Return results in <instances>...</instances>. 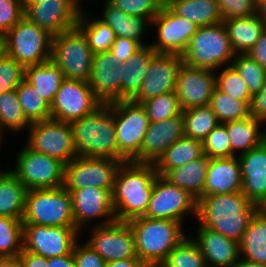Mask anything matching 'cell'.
I'll use <instances>...</instances> for the list:
<instances>
[{"mask_svg": "<svg viewBox=\"0 0 266 267\" xmlns=\"http://www.w3.org/2000/svg\"><path fill=\"white\" fill-rule=\"evenodd\" d=\"M197 204L199 225L240 242L257 206L241 192L201 196Z\"/></svg>", "mask_w": 266, "mask_h": 267, "instance_id": "cell-1", "label": "cell"}, {"mask_svg": "<svg viewBox=\"0 0 266 267\" xmlns=\"http://www.w3.org/2000/svg\"><path fill=\"white\" fill-rule=\"evenodd\" d=\"M157 175L153 163H121L112 192L116 220L128 222L145 215Z\"/></svg>", "mask_w": 266, "mask_h": 267, "instance_id": "cell-2", "label": "cell"}, {"mask_svg": "<svg viewBox=\"0 0 266 267\" xmlns=\"http://www.w3.org/2000/svg\"><path fill=\"white\" fill-rule=\"evenodd\" d=\"M70 125L77 155L128 161L118 150L113 105L99 106Z\"/></svg>", "mask_w": 266, "mask_h": 267, "instance_id": "cell-3", "label": "cell"}, {"mask_svg": "<svg viewBox=\"0 0 266 267\" xmlns=\"http://www.w3.org/2000/svg\"><path fill=\"white\" fill-rule=\"evenodd\" d=\"M134 234L135 252L146 267H158L186 237L183 223L138 217L127 222Z\"/></svg>", "mask_w": 266, "mask_h": 267, "instance_id": "cell-4", "label": "cell"}, {"mask_svg": "<svg viewBox=\"0 0 266 267\" xmlns=\"http://www.w3.org/2000/svg\"><path fill=\"white\" fill-rule=\"evenodd\" d=\"M235 55L228 31L224 23L220 22L199 27L182 58L183 63L190 67L216 72L228 62L231 65Z\"/></svg>", "mask_w": 266, "mask_h": 267, "instance_id": "cell-5", "label": "cell"}, {"mask_svg": "<svg viewBox=\"0 0 266 267\" xmlns=\"http://www.w3.org/2000/svg\"><path fill=\"white\" fill-rule=\"evenodd\" d=\"M5 54L24 68L51 60L53 36L23 17L3 37Z\"/></svg>", "mask_w": 266, "mask_h": 267, "instance_id": "cell-6", "label": "cell"}, {"mask_svg": "<svg viewBox=\"0 0 266 267\" xmlns=\"http://www.w3.org/2000/svg\"><path fill=\"white\" fill-rule=\"evenodd\" d=\"M23 224L76 227L71 196L64 187L28 190Z\"/></svg>", "mask_w": 266, "mask_h": 267, "instance_id": "cell-7", "label": "cell"}, {"mask_svg": "<svg viewBox=\"0 0 266 267\" xmlns=\"http://www.w3.org/2000/svg\"><path fill=\"white\" fill-rule=\"evenodd\" d=\"M93 57L87 37L78 26L53 37L51 61L66 79L89 82Z\"/></svg>", "mask_w": 266, "mask_h": 267, "instance_id": "cell-8", "label": "cell"}, {"mask_svg": "<svg viewBox=\"0 0 266 267\" xmlns=\"http://www.w3.org/2000/svg\"><path fill=\"white\" fill-rule=\"evenodd\" d=\"M113 116L119 152L128 161L140 163V148L150 124L144 106L122 100L113 105Z\"/></svg>", "mask_w": 266, "mask_h": 267, "instance_id": "cell-9", "label": "cell"}, {"mask_svg": "<svg viewBox=\"0 0 266 267\" xmlns=\"http://www.w3.org/2000/svg\"><path fill=\"white\" fill-rule=\"evenodd\" d=\"M64 166L60 160L26 145L17 155L15 170L11 171L27 190L53 189L63 187Z\"/></svg>", "mask_w": 266, "mask_h": 267, "instance_id": "cell-10", "label": "cell"}, {"mask_svg": "<svg viewBox=\"0 0 266 267\" xmlns=\"http://www.w3.org/2000/svg\"><path fill=\"white\" fill-rule=\"evenodd\" d=\"M122 161L110 158L77 156L64 166L63 187L114 189L115 176Z\"/></svg>", "mask_w": 266, "mask_h": 267, "instance_id": "cell-11", "label": "cell"}, {"mask_svg": "<svg viewBox=\"0 0 266 267\" xmlns=\"http://www.w3.org/2000/svg\"><path fill=\"white\" fill-rule=\"evenodd\" d=\"M197 204V199L188 191L157 175L144 217L183 223L188 211L197 219Z\"/></svg>", "mask_w": 266, "mask_h": 267, "instance_id": "cell-12", "label": "cell"}, {"mask_svg": "<svg viewBox=\"0 0 266 267\" xmlns=\"http://www.w3.org/2000/svg\"><path fill=\"white\" fill-rule=\"evenodd\" d=\"M27 129L26 145L32 150L56 158L65 165L78 156L70 123L49 119L33 122Z\"/></svg>", "mask_w": 266, "mask_h": 267, "instance_id": "cell-13", "label": "cell"}, {"mask_svg": "<svg viewBox=\"0 0 266 267\" xmlns=\"http://www.w3.org/2000/svg\"><path fill=\"white\" fill-rule=\"evenodd\" d=\"M23 5L24 17L53 37L76 27L82 10L79 0H42Z\"/></svg>", "mask_w": 266, "mask_h": 267, "instance_id": "cell-14", "label": "cell"}, {"mask_svg": "<svg viewBox=\"0 0 266 267\" xmlns=\"http://www.w3.org/2000/svg\"><path fill=\"white\" fill-rule=\"evenodd\" d=\"M79 233L76 227L23 224V249L45 258L67 255Z\"/></svg>", "mask_w": 266, "mask_h": 267, "instance_id": "cell-15", "label": "cell"}, {"mask_svg": "<svg viewBox=\"0 0 266 267\" xmlns=\"http://www.w3.org/2000/svg\"><path fill=\"white\" fill-rule=\"evenodd\" d=\"M99 106L88 82L65 78L51 104V119L71 123Z\"/></svg>", "mask_w": 266, "mask_h": 267, "instance_id": "cell-16", "label": "cell"}, {"mask_svg": "<svg viewBox=\"0 0 266 267\" xmlns=\"http://www.w3.org/2000/svg\"><path fill=\"white\" fill-rule=\"evenodd\" d=\"M157 40L149 43L156 53L183 55L199 26L176 15L166 4L152 20Z\"/></svg>", "mask_w": 266, "mask_h": 267, "instance_id": "cell-17", "label": "cell"}, {"mask_svg": "<svg viewBox=\"0 0 266 267\" xmlns=\"http://www.w3.org/2000/svg\"><path fill=\"white\" fill-rule=\"evenodd\" d=\"M91 231L88 243L105 262L137 257L135 238L127 222L115 220L105 225H96Z\"/></svg>", "mask_w": 266, "mask_h": 267, "instance_id": "cell-18", "label": "cell"}, {"mask_svg": "<svg viewBox=\"0 0 266 267\" xmlns=\"http://www.w3.org/2000/svg\"><path fill=\"white\" fill-rule=\"evenodd\" d=\"M112 192L113 189L90 186L69 191L73 218L79 232L93 219L104 217V221L102 220V223L97 225L109 224L116 220Z\"/></svg>", "mask_w": 266, "mask_h": 267, "instance_id": "cell-19", "label": "cell"}, {"mask_svg": "<svg viewBox=\"0 0 266 267\" xmlns=\"http://www.w3.org/2000/svg\"><path fill=\"white\" fill-rule=\"evenodd\" d=\"M182 64L183 58L181 55L155 53L151 58L149 70L140 90L131 100L142 103L160 94L174 92Z\"/></svg>", "mask_w": 266, "mask_h": 267, "instance_id": "cell-20", "label": "cell"}, {"mask_svg": "<svg viewBox=\"0 0 266 267\" xmlns=\"http://www.w3.org/2000/svg\"><path fill=\"white\" fill-rule=\"evenodd\" d=\"M89 86L100 106H112L121 99V64L109 51L94 54Z\"/></svg>", "mask_w": 266, "mask_h": 267, "instance_id": "cell-21", "label": "cell"}, {"mask_svg": "<svg viewBox=\"0 0 266 267\" xmlns=\"http://www.w3.org/2000/svg\"><path fill=\"white\" fill-rule=\"evenodd\" d=\"M215 89V71L182 64L175 90L182 110L195 106L209 105Z\"/></svg>", "mask_w": 266, "mask_h": 267, "instance_id": "cell-22", "label": "cell"}, {"mask_svg": "<svg viewBox=\"0 0 266 267\" xmlns=\"http://www.w3.org/2000/svg\"><path fill=\"white\" fill-rule=\"evenodd\" d=\"M184 136L182 113L158 122H150L140 148V163H155L174 142Z\"/></svg>", "mask_w": 266, "mask_h": 267, "instance_id": "cell-23", "label": "cell"}, {"mask_svg": "<svg viewBox=\"0 0 266 267\" xmlns=\"http://www.w3.org/2000/svg\"><path fill=\"white\" fill-rule=\"evenodd\" d=\"M193 240L206 259L208 267H234L241 257L238 241L212 231L202 225Z\"/></svg>", "mask_w": 266, "mask_h": 267, "instance_id": "cell-24", "label": "cell"}, {"mask_svg": "<svg viewBox=\"0 0 266 267\" xmlns=\"http://www.w3.org/2000/svg\"><path fill=\"white\" fill-rule=\"evenodd\" d=\"M242 173V192L257 205L266 195V144L237 155Z\"/></svg>", "mask_w": 266, "mask_h": 267, "instance_id": "cell-25", "label": "cell"}, {"mask_svg": "<svg viewBox=\"0 0 266 267\" xmlns=\"http://www.w3.org/2000/svg\"><path fill=\"white\" fill-rule=\"evenodd\" d=\"M242 191V173L238 156L209 159L202 196Z\"/></svg>", "mask_w": 266, "mask_h": 267, "instance_id": "cell-26", "label": "cell"}, {"mask_svg": "<svg viewBox=\"0 0 266 267\" xmlns=\"http://www.w3.org/2000/svg\"><path fill=\"white\" fill-rule=\"evenodd\" d=\"M236 54H247L266 28V20L257 13L245 18L223 20Z\"/></svg>", "mask_w": 266, "mask_h": 267, "instance_id": "cell-27", "label": "cell"}, {"mask_svg": "<svg viewBox=\"0 0 266 267\" xmlns=\"http://www.w3.org/2000/svg\"><path fill=\"white\" fill-rule=\"evenodd\" d=\"M155 53L150 44L144 45L126 63L121 64L122 100H131L138 93Z\"/></svg>", "mask_w": 266, "mask_h": 267, "instance_id": "cell-28", "label": "cell"}, {"mask_svg": "<svg viewBox=\"0 0 266 267\" xmlns=\"http://www.w3.org/2000/svg\"><path fill=\"white\" fill-rule=\"evenodd\" d=\"M103 8L102 18L99 20L108 24L116 37L136 40L142 46L149 45L148 43H143L141 38L144 36V31H146L144 28L148 25L151 26V19L127 15L122 10L111 5L107 0H105Z\"/></svg>", "mask_w": 266, "mask_h": 267, "instance_id": "cell-29", "label": "cell"}, {"mask_svg": "<svg viewBox=\"0 0 266 267\" xmlns=\"http://www.w3.org/2000/svg\"><path fill=\"white\" fill-rule=\"evenodd\" d=\"M166 5L176 15L199 27L223 22L217 0H168Z\"/></svg>", "mask_w": 266, "mask_h": 267, "instance_id": "cell-30", "label": "cell"}, {"mask_svg": "<svg viewBox=\"0 0 266 267\" xmlns=\"http://www.w3.org/2000/svg\"><path fill=\"white\" fill-rule=\"evenodd\" d=\"M203 155L201 141L182 136L164 151L154 166L158 175L165 176L170 170L194 161Z\"/></svg>", "mask_w": 266, "mask_h": 267, "instance_id": "cell-31", "label": "cell"}, {"mask_svg": "<svg viewBox=\"0 0 266 267\" xmlns=\"http://www.w3.org/2000/svg\"><path fill=\"white\" fill-rule=\"evenodd\" d=\"M208 165L209 158L204 154L194 161L170 170L164 177L198 200L204 192Z\"/></svg>", "mask_w": 266, "mask_h": 267, "instance_id": "cell-32", "label": "cell"}, {"mask_svg": "<svg viewBox=\"0 0 266 267\" xmlns=\"http://www.w3.org/2000/svg\"><path fill=\"white\" fill-rule=\"evenodd\" d=\"M229 134L232 153L237 156L261 145L265 140L264 130H260L262 120L249 116L243 120L224 123ZM239 152L236 153V150Z\"/></svg>", "mask_w": 266, "mask_h": 267, "instance_id": "cell-33", "label": "cell"}, {"mask_svg": "<svg viewBox=\"0 0 266 267\" xmlns=\"http://www.w3.org/2000/svg\"><path fill=\"white\" fill-rule=\"evenodd\" d=\"M24 79L51 105L65 77L60 68L50 60L25 67Z\"/></svg>", "mask_w": 266, "mask_h": 267, "instance_id": "cell-34", "label": "cell"}, {"mask_svg": "<svg viewBox=\"0 0 266 267\" xmlns=\"http://www.w3.org/2000/svg\"><path fill=\"white\" fill-rule=\"evenodd\" d=\"M27 191L11 170L4 171L0 176V216L22 220Z\"/></svg>", "mask_w": 266, "mask_h": 267, "instance_id": "cell-35", "label": "cell"}, {"mask_svg": "<svg viewBox=\"0 0 266 267\" xmlns=\"http://www.w3.org/2000/svg\"><path fill=\"white\" fill-rule=\"evenodd\" d=\"M239 245L243 259L266 266V216L256 212Z\"/></svg>", "mask_w": 266, "mask_h": 267, "instance_id": "cell-36", "label": "cell"}, {"mask_svg": "<svg viewBox=\"0 0 266 267\" xmlns=\"http://www.w3.org/2000/svg\"><path fill=\"white\" fill-rule=\"evenodd\" d=\"M184 136L203 141L218 124L216 114L209 105L195 106L182 111Z\"/></svg>", "mask_w": 266, "mask_h": 267, "instance_id": "cell-37", "label": "cell"}, {"mask_svg": "<svg viewBox=\"0 0 266 267\" xmlns=\"http://www.w3.org/2000/svg\"><path fill=\"white\" fill-rule=\"evenodd\" d=\"M77 26L87 37L94 54L110 51L116 35L108 24L103 23L99 18L89 20L82 9L77 20Z\"/></svg>", "mask_w": 266, "mask_h": 267, "instance_id": "cell-38", "label": "cell"}, {"mask_svg": "<svg viewBox=\"0 0 266 267\" xmlns=\"http://www.w3.org/2000/svg\"><path fill=\"white\" fill-rule=\"evenodd\" d=\"M16 93L23 113L30 123L51 119V105L25 79L16 88Z\"/></svg>", "mask_w": 266, "mask_h": 267, "instance_id": "cell-39", "label": "cell"}, {"mask_svg": "<svg viewBox=\"0 0 266 267\" xmlns=\"http://www.w3.org/2000/svg\"><path fill=\"white\" fill-rule=\"evenodd\" d=\"M209 106L216 114L219 123L243 120L249 117L250 106L220 91L217 87L210 99Z\"/></svg>", "mask_w": 266, "mask_h": 267, "instance_id": "cell-40", "label": "cell"}, {"mask_svg": "<svg viewBox=\"0 0 266 267\" xmlns=\"http://www.w3.org/2000/svg\"><path fill=\"white\" fill-rule=\"evenodd\" d=\"M31 123L26 119L19 102L16 89L0 94V127L12 132H20Z\"/></svg>", "mask_w": 266, "mask_h": 267, "instance_id": "cell-41", "label": "cell"}, {"mask_svg": "<svg viewBox=\"0 0 266 267\" xmlns=\"http://www.w3.org/2000/svg\"><path fill=\"white\" fill-rule=\"evenodd\" d=\"M159 267H208V265L196 242L187 235Z\"/></svg>", "mask_w": 266, "mask_h": 267, "instance_id": "cell-42", "label": "cell"}, {"mask_svg": "<svg viewBox=\"0 0 266 267\" xmlns=\"http://www.w3.org/2000/svg\"><path fill=\"white\" fill-rule=\"evenodd\" d=\"M231 66L237 70L246 82L250 94L253 96L261 91L266 82V69L248 54H236Z\"/></svg>", "mask_w": 266, "mask_h": 267, "instance_id": "cell-43", "label": "cell"}, {"mask_svg": "<svg viewBox=\"0 0 266 267\" xmlns=\"http://www.w3.org/2000/svg\"><path fill=\"white\" fill-rule=\"evenodd\" d=\"M22 250V220L0 216V256H18Z\"/></svg>", "mask_w": 266, "mask_h": 267, "instance_id": "cell-44", "label": "cell"}, {"mask_svg": "<svg viewBox=\"0 0 266 267\" xmlns=\"http://www.w3.org/2000/svg\"><path fill=\"white\" fill-rule=\"evenodd\" d=\"M150 122H158L182 113L178 95L174 92L160 94L141 103Z\"/></svg>", "mask_w": 266, "mask_h": 267, "instance_id": "cell-45", "label": "cell"}, {"mask_svg": "<svg viewBox=\"0 0 266 267\" xmlns=\"http://www.w3.org/2000/svg\"><path fill=\"white\" fill-rule=\"evenodd\" d=\"M218 74H216V87L220 91L234 99L246 102L249 106L251 105L252 95L247 88L246 82L241 78L237 70L231 65H227Z\"/></svg>", "mask_w": 266, "mask_h": 267, "instance_id": "cell-46", "label": "cell"}, {"mask_svg": "<svg viewBox=\"0 0 266 267\" xmlns=\"http://www.w3.org/2000/svg\"><path fill=\"white\" fill-rule=\"evenodd\" d=\"M202 146L203 153L209 159L235 156L231 150L229 134L223 123H219L209 132L207 137L202 141Z\"/></svg>", "mask_w": 266, "mask_h": 267, "instance_id": "cell-47", "label": "cell"}, {"mask_svg": "<svg viewBox=\"0 0 266 267\" xmlns=\"http://www.w3.org/2000/svg\"><path fill=\"white\" fill-rule=\"evenodd\" d=\"M115 8L134 17L153 20L166 4L164 0H107Z\"/></svg>", "mask_w": 266, "mask_h": 267, "instance_id": "cell-48", "label": "cell"}, {"mask_svg": "<svg viewBox=\"0 0 266 267\" xmlns=\"http://www.w3.org/2000/svg\"><path fill=\"white\" fill-rule=\"evenodd\" d=\"M25 77V68L5 53L0 58V94L15 90Z\"/></svg>", "mask_w": 266, "mask_h": 267, "instance_id": "cell-49", "label": "cell"}, {"mask_svg": "<svg viewBox=\"0 0 266 267\" xmlns=\"http://www.w3.org/2000/svg\"><path fill=\"white\" fill-rule=\"evenodd\" d=\"M223 20L245 18L258 13L254 0H217Z\"/></svg>", "mask_w": 266, "mask_h": 267, "instance_id": "cell-50", "label": "cell"}, {"mask_svg": "<svg viewBox=\"0 0 266 267\" xmlns=\"http://www.w3.org/2000/svg\"><path fill=\"white\" fill-rule=\"evenodd\" d=\"M24 17L23 0H0V38Z\"/></svg>", "mask_w": 266, "mask_h": 267, "instance_id": "cell-51", "label": "cell"}, {"mask_svg": "<svg viewBox=\"0 0 266 267\" xmlns=\"http://www.w3.org/2000/svg\"><path fill=\"white\" fill-rule=\"evenodd\" d=\"M78 243L72 249L75 267H105V260L88 243Z\"/></svg>", "mask_w": 266, "mask_h": 267, "instance_id": "cell-52", "label": "cell"}, {"mask_svg": "<svg viewBox=\"0 0 266 267\" xmlns=\"http://www.w3.org/2000/svg\"><path fill=\"white\" fill-rule=\"evenodd\" d=\"M141 47L142 45L136 40L116 37L109 52L115 56L119 65L126 63Z\"/></svg>", "mask_w": 266, "mask_h": 267, "instance_id": "cell-53", "label": "cell"}, {"mask_svg": "<svg viewBox=\"0 0 266 267\" xmlns=\"http://www.w3.org/2000/svg\"><path fill=\"white\" fill-rule=\"evenodd\" d=\"M250 114L256 119L266 122V82L261 91L252 96Z\"/></svg>", "mask_w": 266, "mask_h": 267, "instance_id": "cell-54", "label": "cell"}, {"mask_svg": "<svg viewBox=\"0 0 266 267\" xmlns=\"http://www.w3.org/2000/svg\"><path fill=\"white\" fill-rule=\"evenodd\" d=\"M247 54L266 69V28Z\"/></svg>", "mask_w": 266, "mask_h": 267, "instance_id": "cell-55", "label": "cell"}, {"mask_svg": "<svg viewBox=\"0 0 266 267\" xmlns=\"http://www.w3.org/2000/svg\"><path fill=\"white\" fill-rule=\"evenodd\" d=\"M22 267H51V264H48L47 258L25 251L24 249L19 255Z\"/></svg>", "mask_w": 266, "mask_h": 267, "instance_id": "cell-56", "label": "cell"}, {"mask_svg": "<svg viewBox=\"0 0 266 267\" xmlns=\"http://www.w3.org/2000/svg\"><path fill=\"white\" fill-rule=\"evenodd\" d=\"M47 260L51 267H75L72 251L67 255L49 257Z\"/></svg>", "mask_w": 266, "mask_h": 267, "instance_id": "cell-57", "label": "cell"}, {"mask_svg": "<svg viewBox=\"0 0 266 267\" xmlns=\"http://www.w3.org/2000/svg\"><path fill=\"white\" fill-rule=\"evenodd\" d=\"M105 267H146L138 257H131L113 262H107Z\"/></svg>", "mask_w": 266, "mask_h": 267, "instance_id": "cell-58", "label": "cell"}, {"mask_svg": "<svg viewBox=\"0 0 266 267\" xmlns=\"http://www.w3.org/2000/svg\"><path fill=\"white\" fill-rule=\"evenodd\" d=\"M0 267H22L18 256H0Z\"/></svg>", "mask_w": 266, "mask_h": 267, "instance_id": "cell-59", "label": "cell"}, {"mask_svg": "<svg viewBox=\"0 0 266 267\" xmlns=\"http://www.w3.org/2000/svg\"><path fill=\"white\" fill-rule=\"evenodd\" d=\"M234 267H266L256 262L245 260L240 257L239 262Z\"/></svg>", "mask_w": 266, "mask_h": 267, "instance_id": "cell-60", "label": "cell"}, {"mask_svg": "<svg viewBox=\"0 0 266 267\" xmlns=\"http://www.w3.org/2000/svg\"><path fill=\"white\" fill-rule=\"evenodd\" d=\"M257 212L260 215L266 216V195L257 203Z\"/></svg>", "mask_w": 266, "mask_h": 267, "instance_id": "cell-61", "label": "cell"}, {"mask_svg": "<svg viewBox=\"0 0 266 267\" xmlns=\"http://www.w3.org/2000/svg\"><path fill=\"white\" fill-rule=\"evenodd\" d=\"M258 13L266 20V0H263L260 4H258Z\"/></svg>", "mask_w": 266, "mask_h": 267, "instance_id": "cell-62", "label": "cell"}, {"mask_svg": "<svg viewBox=\"0 0 266 267\" xmlns=\"http://www.w3.org/2000/svg\"><path fill=\"white\" fill-rule=\"evenodd\" d=\"M5 53L4 51V43L2 38H0V58L3 56V54Z\"/></svg>", "mask_w": 266, "mask_h": 267, "instance_id": "cell-63", "label": "cell"}, {"mask_svg": "<svg viewBox=\"0 0 266 267\" xmlns=\"http://www.w3.org/2000/svg\"><path fill=\"white\" fill-rule=\"evenodd\" d=\"M37 1H42V0H23V3H32V2H37ZM50 1V0H47Z\"/></svg>", "mask_w": 266, "mask_h": 267, "instance_id": "cell-64", "label": "cell"}, {"mask_svg": "<svg viewBox=\"0 0 266 267\" xmlns=\"http://www.w3.org/2000/svg\"><path fill=\"white\" fill-rule=\"evenodd\" d=\"M4 132H3V130L1 129V127H0V146H1V143H2V134H3Z\"/></svg>", "mask_w": 266, "mask_h": 267, "instance_id": "cell-65", "label": "cell"}, {"mask_svg": "<svg viewBox=\"0 0 266 267\" xmlns=\"http://www.w3.org/2000/svg\"><path fill=\"white\" fill-rule=\"evenodd\" d=\"M257 4H260L263 0H254Z\"/></svg>", "mask_w": 266, "mask_h": 267, "instance_id": "cell-66", "label": "cell"}]
</instances>
